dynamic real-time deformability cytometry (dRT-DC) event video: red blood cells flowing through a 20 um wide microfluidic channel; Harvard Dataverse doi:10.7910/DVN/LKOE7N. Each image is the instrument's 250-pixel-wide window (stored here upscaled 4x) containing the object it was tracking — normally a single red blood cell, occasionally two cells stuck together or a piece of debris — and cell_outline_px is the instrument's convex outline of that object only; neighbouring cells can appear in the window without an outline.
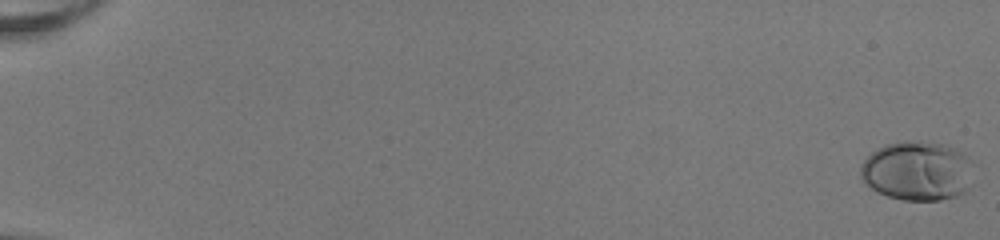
{"species": "human", "species_latin": "Homo sapiens", "temperature_condition": "room temperature", "stored_images_in_passage": 53, "camera_frame_rate_fps": 3000, "um_per_image_px": 0.085, "donor": {"sex": "female"}, "frame": {"image": 1, "passage_image": 1, "time_ms": 0.0, "image_size_px": [1000, 240], "cell_outline_px": [[968, 156], [964, 192], [956, 196], [940, 200], [900, 200], [876, 192], [860, 176], [860, 164], [876, 148], [884, 144], [900, 140], [944, 144], [956, 148], [964, 152]], "centroid_in_image_um": [77.85, 14.51], "position_along_channel_um": 7.1, "area_um2": 38.38}}
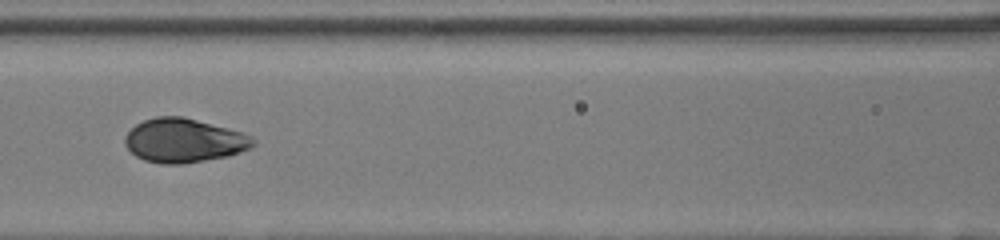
{"frame": {"image": 2, "passage_image": 27, "time_ms": 8.667, "image_size_px": [1000, 240], "cell_outline_px": [[256, 144], [252, 148], [228, 156], [184, 164], [160, 164], [144, 160], [136, 156], [124, 144], [124, 136], [136, 124], [144, 120], [156, 116], [180, 116], [244, 132], [252, 136], [256, 140]], "centroid_in_image_um": [15.65, 11.95], "position_along_channel_um": 150.9, "area_um2": 33.0}}
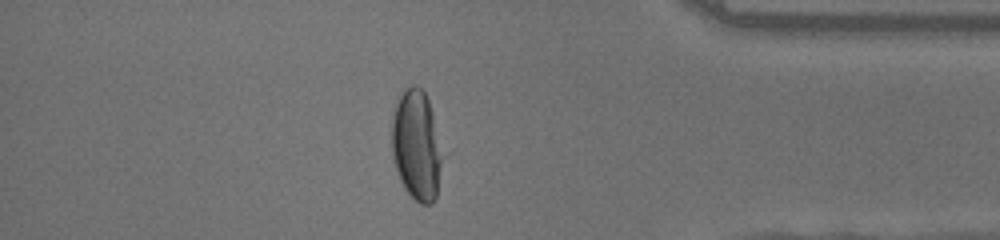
{"frame": {"image": 3, "passage_image": 47, "time_ms": 15.333, "image_size_px": [1000, 240], "cell_outline_px": [[440, 164], [436, 196], [432, 204], [420, 204], [404, 188], [400, 180], [392, 156], [392, 108], [396, 100], [412, 84], [416, 84], [424, 92], [428, 100], [432, 112], [440, 160]], "centroid_in_image_um": [35.33, 12.33], "position_along_channel_um": 399.9, "area_um2": 31.5}, "authors_computed_cell_mechanics": {"area_um2": 33.235, "velocity_mm_per_s": 4.047, "shape_relaxation_time_tau1_ms": 4.225, "shape_relaxation_time_tau2_ms": null, "deformation_change_tau1": 0.1899, "deformation_change_tau2": null}}